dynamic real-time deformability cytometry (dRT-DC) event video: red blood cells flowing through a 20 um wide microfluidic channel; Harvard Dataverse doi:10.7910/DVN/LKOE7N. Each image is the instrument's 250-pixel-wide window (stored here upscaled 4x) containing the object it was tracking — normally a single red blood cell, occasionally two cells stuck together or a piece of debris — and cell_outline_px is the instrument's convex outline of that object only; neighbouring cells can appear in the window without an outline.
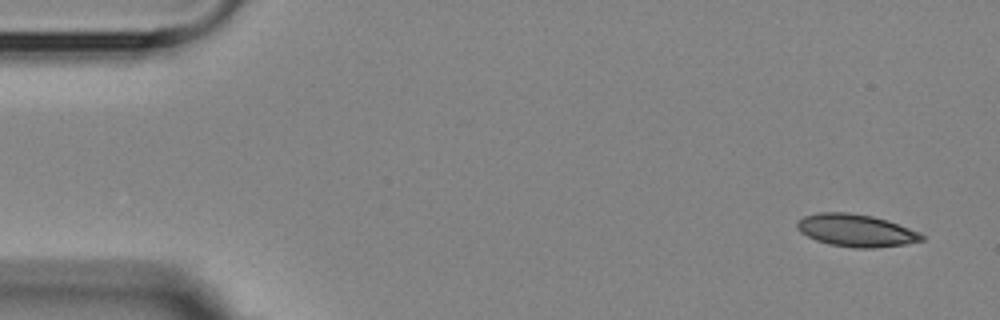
{"species": "Egyptian fruit bat (a non-hibernating species)", "species_latin": "Rousettus aegyptiacus", "temperature_condition": "room temperature", "stored_images_in_passage": 8, "camera_frame_rate_fps": 3000, "um_per_image_px": 0.085, "animal": {"sex": "female"}, "frame": {"image": 1, "passage_image": 1, "time_ms": 0.0, "image_size_px": [1000, 320], "cell_outline_px": [[924, 240], [904, 244], [876, 248], [852, 248], [828, 244], [816, 240], [800, 232], [796, 228], [796, 224], [804, 216], [820, 212], [844, 212], [872, 216], [888, 220], [920, 232], [924, 236]], "centroid_in_image_um": [72.77, 19.59], "position_along_channel_um": 12.2, "area_um2": 23.58}}
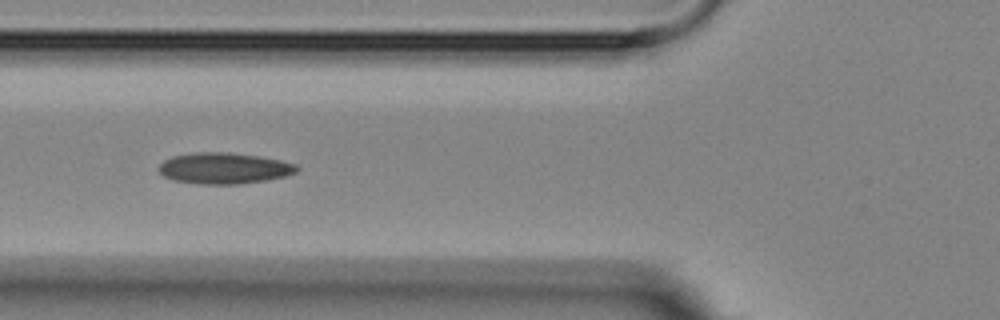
{"frame": {"image": 2, "passage_image": 6, "time_ms": 5.667, "image_size_px": [1000, 320], "cell_outline_px": [[300, 168], [296, 172], [284, 176], [268, 180], [240, 184], [200, 184], [172, 180], [164, 176], [156, 168], [164, 160], [172, 156], [192, 152], [228, 152], [260, 156], [280, 160], [296, 164]], "centroid_in_image_um": [19.03, 14.3], "position_along_channel_um": 106.8, "area_um2": 25.26}}
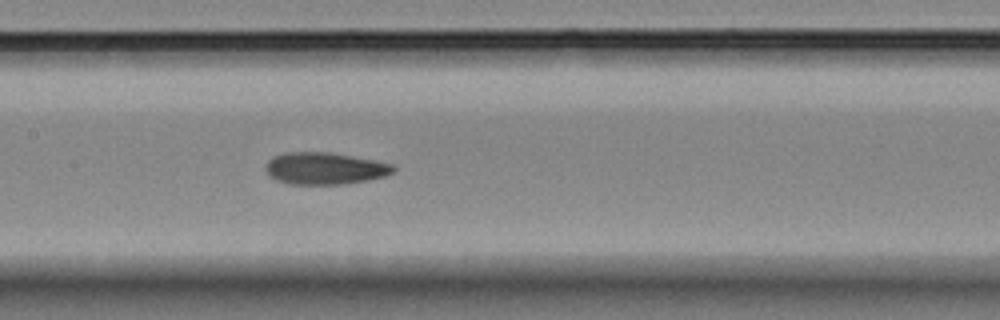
{"frame": {"image": 3, "passage_image": 8, "time_ms": 7.667, "image_size_px": [1000, 320], "cell_outline_px": [[396, 172], [384, 176], [368, 180], [344, 184], [288, 184], [276, 180], [268, 176], [264, 168], [268, 160], [284, 152], [332, 152], [376, 160], [392, 164], [396, 168]], "centroid_in_image_um": [27.61, 14.31], "position_along_channel_um": 179.8, "area_um2": 24.1}}